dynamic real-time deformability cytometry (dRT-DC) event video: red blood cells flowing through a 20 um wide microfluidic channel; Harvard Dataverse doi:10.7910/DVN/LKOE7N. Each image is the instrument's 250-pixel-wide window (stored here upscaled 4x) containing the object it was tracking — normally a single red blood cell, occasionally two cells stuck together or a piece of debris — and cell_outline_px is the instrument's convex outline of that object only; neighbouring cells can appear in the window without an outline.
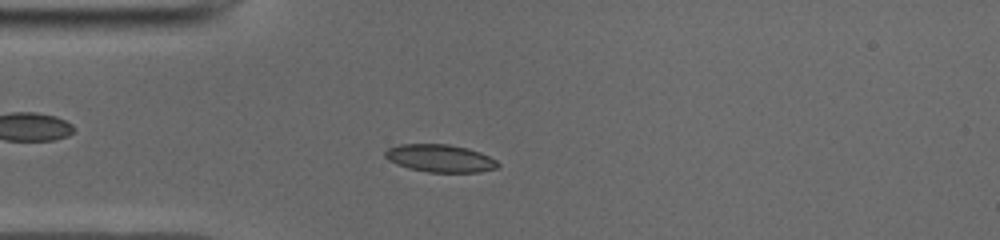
{"species": "common noctule bat (a hibernating species)", "species_latin": "Nyctalus noctula", "temperature_condition": "cold", "stored_images_in_passage": 49, "camera_frame_rate_fps": 3000, "um_per_image_px": 0.085, "animal": {"sex": "male", "body_mass_g": 19.0, "forearm_length_mm": 50.8}, "frame": {"image": 1, "passage_image": 12, "time_ms": 3.667, "image_size_px": [1000, 240], "cell_outline_px": [[500, 164], [496, 168], [480, 172], [428, 172], [408, 168], [396, 164], [388, 160], [384, 156], [384, 152], [388, 148], [400, 144], [448, 144], [468, 148], [480, 152], [496, 160]], "centroid_in_image_um": [37.39, 13.45], "position_along_channel_um": 47.6, "area_um2": 18.21}}
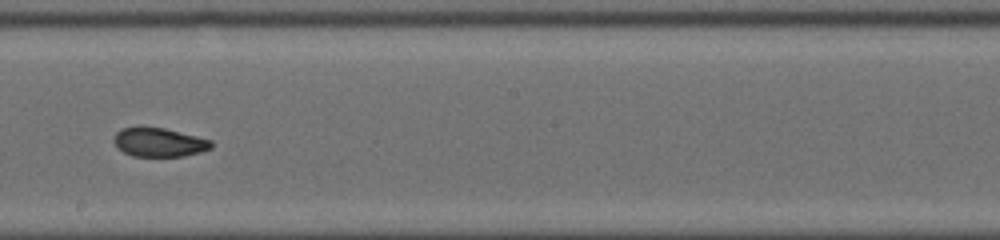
{"frame": {"image": 2, "passage_image": 27, "time_ms": 8.667, "image_size_px": [1000, 240], "cell_outline_px": [[212, 148], [200, 152], [184, 156], [132, 156], [124, 152], [112, 140], [116, 132], [120, 128], [140, 124], [164, 128], [212, 140]], "centroid_in_image_um": [13.48, 12.05], "position_along_channel_um": 234.7, "area_um2": 16.76}}
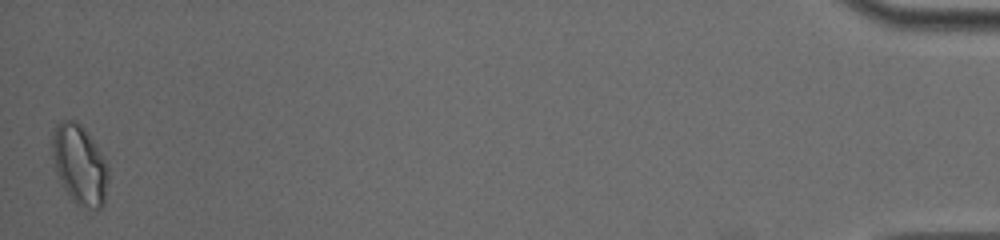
{"frame": {"image": 3, "passage_image": 49, "time_ms": 16.0, "image_size_px": [1000, 240], "cell_outline_px": [[108, 180], [104, 204], [100, 208], [80, 208], [72, 200], [64, 188], [56, 172], [52, 156], [52, 132], [56, 124], [60, 120], [76, 120], [88, 132], [100, 152], [108, 168]], "centroid_in_image_um": [6.75, 13.99], "position_along_channel_um": 428.4, "area_um2": 26.13}, "authors_computed_cell_mechanics": {"area_um2": 17.6868, "velocity_mm_per_s": 3.9491, "shape_relaxation_time_tau1_ms": null, "shape_relaxation_time_tau2_ms": 1.6953, "deformation_change_tau1": null, "deformation_change_tau2": 0.0566}}